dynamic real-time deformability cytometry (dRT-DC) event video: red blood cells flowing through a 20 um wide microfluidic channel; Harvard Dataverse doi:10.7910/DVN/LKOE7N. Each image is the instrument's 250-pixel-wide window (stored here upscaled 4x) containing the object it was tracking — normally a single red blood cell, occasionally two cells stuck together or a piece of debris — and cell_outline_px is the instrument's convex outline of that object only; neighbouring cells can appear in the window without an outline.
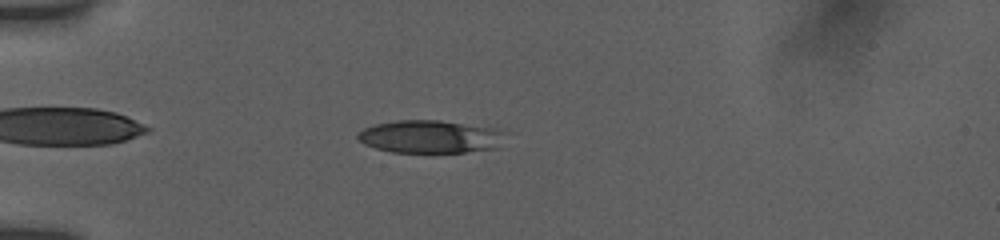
{"species": "human", "species_latin": "Homo sapiens", "temperature_condition": "room temperature", "stored_images_in_passage": 17, "camera_frame_rate_fps": 3000, "um_per_image_px": 0.085, "donor": {"sex": "female"}, "frame": {"image": 1, "passage_image": 6, "time_ms": 1.667, "image_size_px": [1000, 240], "cell_outline_px": [[508, 132], [500, 148], [464, 152], [392, 152], [376, 148], [364, 144], [356, 136], [364, 128], [376, 124], [396, 120], [440, 120], [496, 128]], "centroid_in_image_um": [36.65, 11.61], "position_along_channel_um": 48.3, "area_um2": 28.5}}
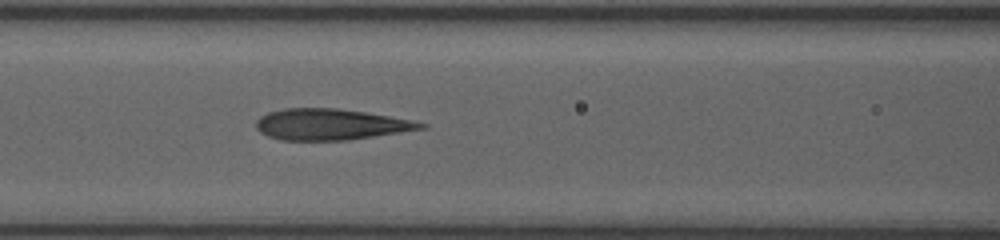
{"frame": {"image": 2, "passage_image": 14, "time_ms": 4.667, "image_size_px": [1000, 240], "cell_outline_px": [[428, 128], [348, 140], [280, 140], [268, 136], [260, 132], [256, 128], [256, 120], [260, 116], [268, 112], [284, 108], [336, 108], [364, 112], [412, 120], [428, 124]], "centroid_in_image_um": [28.09, 10.57], "position_along_channel_um": 138.5, "area_um2": 29.82}}
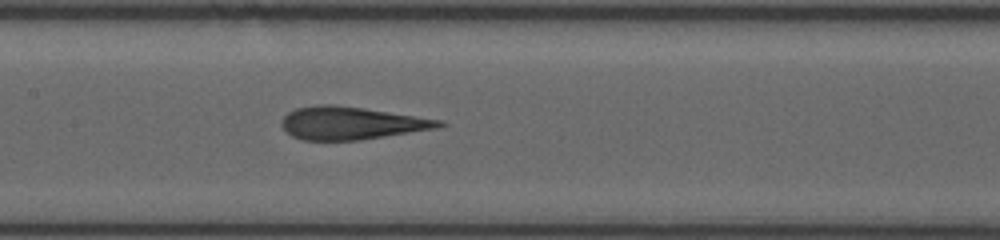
{"frame": {"image": 3, "passage_image": 17, "time_ms": 5.667, "image_size_px": [1000, 240], "cell_outline_px": [[448, 124], [436, 128], [360, 140], [304, 140], [292, 136], [280, 124], [280, 120], [288, 112], [296, 108], [316, 104], [332, 104], [364, 108], [444, 120]], "centroid_in_image_um": [29.85, 10.45], "position_along_channel_um": 177.5, "area_um2": 30.06}}